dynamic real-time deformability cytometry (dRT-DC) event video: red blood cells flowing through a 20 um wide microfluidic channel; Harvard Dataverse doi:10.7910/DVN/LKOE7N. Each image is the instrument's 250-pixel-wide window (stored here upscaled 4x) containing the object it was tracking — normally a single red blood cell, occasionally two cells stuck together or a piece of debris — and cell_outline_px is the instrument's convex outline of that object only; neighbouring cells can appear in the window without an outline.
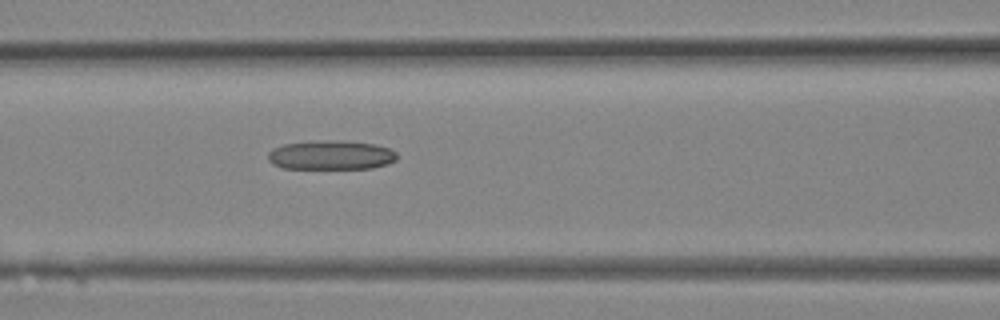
{"species": "Egyptian fruit bat (a non-hibernating species)", "species_latin": "Rousettus aegyptiacus", "temperature_condition": "room temperature", "stored_images_in_passage": 13, "camera_frame_rate_fps": 3000, "um_per_image_px": 0.085, "animal": {"sex": "female"}, "frame": {"image": 1, "passage_image": 13, "time_ms": 4.0, "image_size_px": [1000, 320], "cell_outline_px": [[396, 160], [388, 164], [372, 168], [284, 168], [272, 164], [268, 160], [268, 152], [272, 148], [284, 144], [340, 140], [376, 144], [388, 148], [396, 152]], "centroid_in_image_um": [28.14, 13.19], "position_along_channel_um": 138.5, "area_um2": 21.73}}